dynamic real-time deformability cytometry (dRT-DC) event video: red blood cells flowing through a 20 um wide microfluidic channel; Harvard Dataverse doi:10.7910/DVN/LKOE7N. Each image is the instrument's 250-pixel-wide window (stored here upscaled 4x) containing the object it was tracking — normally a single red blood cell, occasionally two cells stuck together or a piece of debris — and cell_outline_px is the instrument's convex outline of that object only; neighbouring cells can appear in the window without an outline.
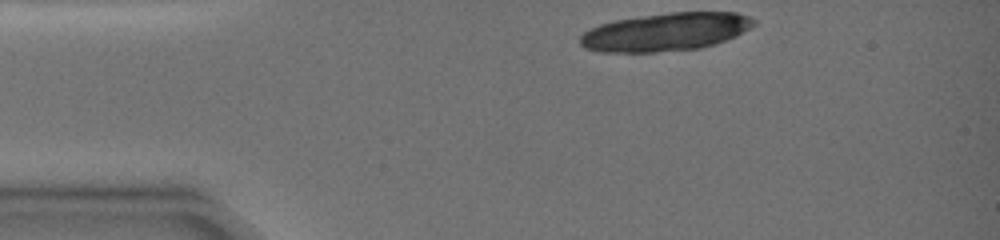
{"species": "common noctule bat (a hibernating species)", "species_latin": "Nyctalus noctula", "temperature_condition": "warm", "stored_images_in_passage": 2, "camera_frame_rate_fps": 3000, "um_per_image_px": 0.085, "animal": {"sex": "female", "body_mass_g": 19.0, "forearm_length_mm": 51.5}, "frame": {"image": 1, "passage_image": 1, "time_ms": 0.0, "image_size_px": [1000, 240], "cell_outline_px": [[756, 24], [736, 36], [700, 48], [656, 52], [600, 52], [584, 48], [580, 44], [580, 36], [584, 32], [600, 24], [612, 20], [668, 12], [736, 12], [748, 16], [756, 20]], "centroid_in_image_um": [56.56, 2.71], "position_along_channel_um": 28.4, "area_um2": 38.55}}